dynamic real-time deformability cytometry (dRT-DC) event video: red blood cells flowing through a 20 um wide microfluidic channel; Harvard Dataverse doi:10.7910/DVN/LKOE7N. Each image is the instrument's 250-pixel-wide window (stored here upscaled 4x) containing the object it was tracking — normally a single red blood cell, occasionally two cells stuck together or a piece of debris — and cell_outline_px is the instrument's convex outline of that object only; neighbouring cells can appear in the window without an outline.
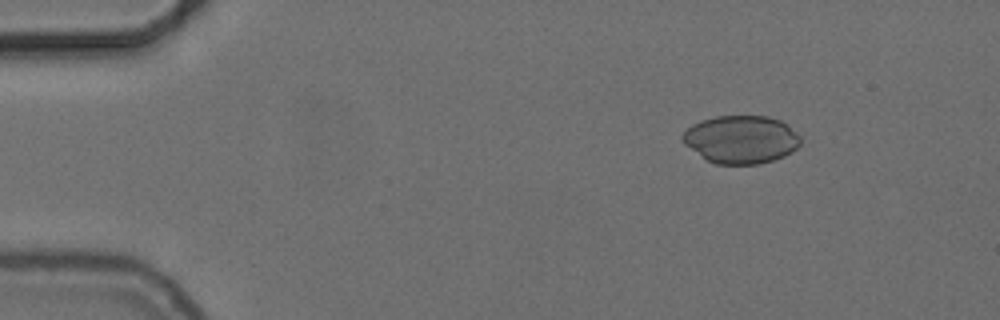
{"species": "common noctule bat (a hibernating species)", "species_latin": "Nyctalus noctula", "temperature_condition": "cold", "stored_images_in_passage": 23, "camera_frame_rate_fps": 3000, "um_per_image_px": 0.085, "animal": {"sex": "female", "body_mass_g": 24.6, "forearm_length_mm": 56.2}, "frame": {"image": 1, "passage_image": 1, "time_ms": 0.0, "image_size_px": [1000, 320], "cell_outline_px": [[800, 144], [792, 152], [784, 156], [772, 160], [756, 164], [716, 164], [708, 160], [684, 144], [680, 136], [692, 124], [700, 120], [716, 116], [768, 116], [780, 120], [796, 132], [800, 136]], "centroid_in_image_um": [62.98, 11.84], "position_along_channel_um": 22.0, "area_um2": 32.83}}
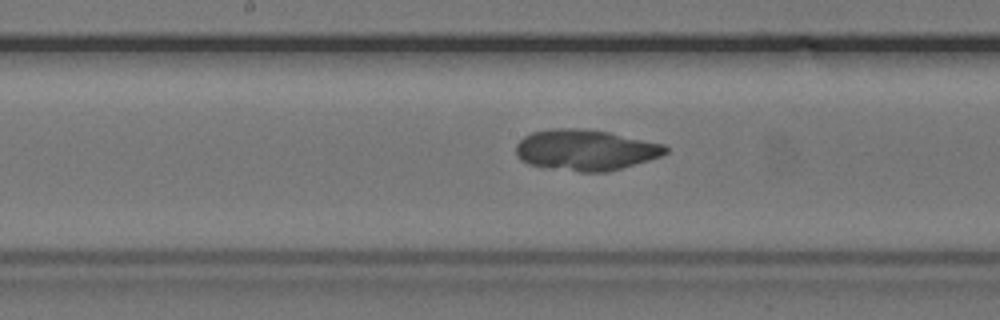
{"frame": {"image": 2, "passage_image": 22, "time_ms": 7.0, "image_size_px": [1000, 320], "cell_outline_px": [[668, 152], [660, 156], [648, 160], [608, 172], [580, 172], [528, 164], [520, 160], [516, 156], [516, 144], [524, 136], [532, 132], [552, 128], [584, 128], [608, 132], [664, 144], [668, 148]], "centroid_in_image_um": [49.75, 12.74], "position_along_channel_um": 198.5, "area_um2": 35.6}}